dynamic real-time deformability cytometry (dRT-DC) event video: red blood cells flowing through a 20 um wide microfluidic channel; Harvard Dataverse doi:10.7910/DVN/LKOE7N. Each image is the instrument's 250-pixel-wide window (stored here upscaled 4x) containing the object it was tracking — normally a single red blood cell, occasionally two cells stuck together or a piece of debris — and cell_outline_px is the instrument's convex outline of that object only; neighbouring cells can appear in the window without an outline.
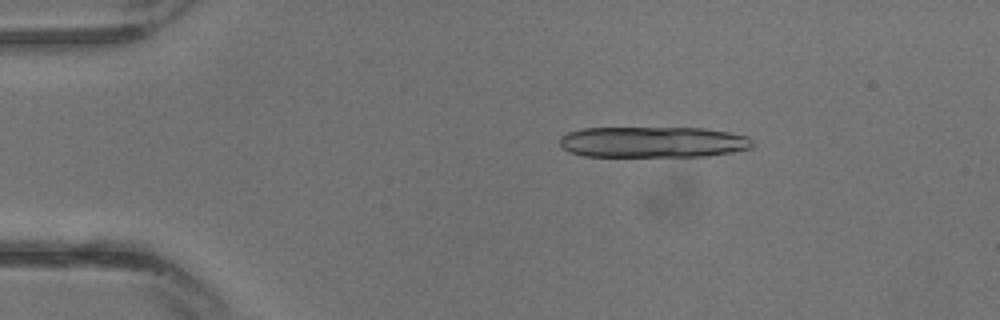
{"species": "common noctule bat (a hibernating species)", "species_latin": "Nyctalus noctula", "temperature_condition": "warm", "stored_images_in_passage": 30, "segment_of_instrument_passage": [1, 2], "camera_frame_rate_fps": 3000, "um_per_image_px": 0.085, "animal": {"sex": "male", "body_mass_g": 13.3}, "frame": {"image": 1, "passage_image": 5, "time_ms": 1.333, "image_size_px": [1000, 320], "cell_outline_px": [[752, 144], [748, 148], [732, 152], [708, 156], [584, 156], [572, 152], [564, 148], [560, 144], [560, 136], [568, 132], [584, 128], [704, 128], [728, 132], [748, 136], [752, 140]], "centroid_in_image_um": [55.49, 12.07], "position_along_channel_um": 29.5, "area_um2": 34.62}}